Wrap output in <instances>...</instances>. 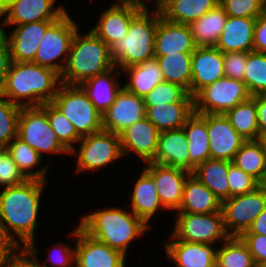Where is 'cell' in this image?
<instances>
[{"label": "cell", "mask_w": 266, "mask_h": 267, "mask_svg": "<svg viewBox=\"0 0 266 267\" xmlns=\"http://www.w3.org/2000/svg\"><path fill=\"white\" fill-rule=\"evenodd\" d=\"M21 107L0 94V148H6L17 137Z\"/></svg>", "instance_id": "7bdbcfd3"}, {"label": "cell", "mask_w": 266, "mask_h": 267, "mask_svg": "<svg viewBox=\"0 0 266 267\" xmlns=\"http://www.w3.org/2000/svg\"><path fill=\"white\" fill-rule=\"evenodd\" d=\"M196 48L189 25L159 19L155 34V56L193 53Z\"/></svg>", "instance_id": "603a6c76"}, {"label": "cell", "mask_w": 266, "mask_h": 267, "mask_svg": "<svg viewBox=\"0 0 266 267\" xmlns=\"http://www.w3.org/2000/svg\"><path fill=\"white\" fill-rule=\"evenodd\" d=\"M256 18L228 16L216 48L226 52H253Z\"/></svg>", "instance_id": "cb8c5ba5"}, {"label": "cell", "mask_w": 266, "mask_h": 267, "mask_svg": "<svg viewBox=\"0 0 266 267\" xmlns=\"http://www.w3.org/2000/svg\"><path fill=\"white\" fill-rule=\"evenodd\" d=\"M121 71L129 74L130 78L123 87L141 98H145L150 91L164 81L163 73L155 58L124 68Z\"/></svg>", "instance_id": "836d02e7"}, {"label": "cell", "mask_w": 266, "mask_h": 267, "mask_svg": "<svg viewBox=\"0 0 266 267\" xmlns=\"http://www.w3.org/2000/svg\"><path fill=\"white\" fill-rule=\"evenodd\" d=\"M45 184L46 181L27 179L22 184L5 187L0 193V227L19 247H22L20 242L23 247H28L34 241L36 219ZM11 231L19 237V243Z\"/></svg>", "instance_id": "6da1fadb"}, {"label": "cell", "mask_w": 266, "mask_h": 267, "mask_svg": "<svg viewBox=\"0 0 266 267\" xmlns=\"http://www.w3.org/2000/svg\"><path fill=\"white\" fill-rule=\"evenodd\" d=\"M80 228L92 238L126 256L129 244L149 228L142 219L116 207L96 210L81 218Z\"/></svg>", "instance_id": "3957f363"}, {"label": "cell", "mask_w": 266, "mask_h": 267, "mask_svg": "<svg viewBox=\"0 0 266 267\" xmlns=\"http://www.w3.org/2000/svg\"><path fill=\"white\" fill-rule=\"evenodd\" d=\"M261 141L263 142L266 151V137L262 138Z\"/></svg>", "instance_id": "be15d7a7"}, {"label": "cell", "mask_w": 266, "mask_h": 267, "mask_svg": "<svg viewBox=\"0 0 266 267\" xmlns=\"http://www.w3.org/2000/svg\"><path fill=\"white\" fill-rule=\"evenodd\" d=\"M191 58L192 53L155 56L163 73L164 81L183 87L191 95Z\"/></svg>", "instance_id": "d590c367"}, {"label": "cell", "mask_w": 266, "mask_h": 267, "mask_svg": "<svg viewBox=\"0 0 266 267\" xmlns=\"http://www.w3.org/2000/svg\"><path fill=\"white\" fill-rule=\"evenodd\" d=\"M188 147L183 128L160 132L155 157L151 162L188 171Z\"/></svg>", "instance_id": "d4e9b609"}, {"label": "cell", "mask_w": 266, "mask_h": 267, "mask_svg": "<svg viewBox=\"0 0 266 267\" xmlns=\"http://www.w3.org/2000/svg\"><path fill=\"white\" fill-rule=\"evenodd\" d=\"M52 103L74 125L81 137L103 129L102 114L95 108L80 85L61 83Z\"/></svg>", "instance_id": "8992f818"}, {"label": "cell", "mask_w": 266, "mask_h": 267, "mask_svg": "<svg viewBox=\"0 0 266 267\" xmlns=\"http://www.w3.org/2000/svg\"><path fill=\"white\" fill-rule=\"evenodd\" d=\"M217 4L219 0H165L158 9L167 21L190 25Z\"/></svg>", "instance_id": "f1b7e54d"}, {"label": "cell", "mask_w": 266, "mask_h": 267, "mask_svg": "<svg viewBox=\"0 0 266 267\" xmlns=\"http://www.w3.org/2000/svg\"><path fill=\"white\" fill-rule=\"evenodd\" d=\"M16 250L19 251V246L0 227V267L6 266L10 256Z\"/></svg>", "instance_id": "f5cc1de1"}, {"label": "cell", "mask_w": 266, "mask_h": 267, "mask_svg": "<svg viewBox=\"0 0 266 267\" xmlns=\"http://www.w3.org/2000/svg\"><path fill=\"white\" fill-rule=\"evenodd\" d=\"M56 0H18L1 15L6 16L2 25H23L27 23L58 20L67 11L63 6L53 9Z\"/></svg>", "instance_id": "44dd1931"}, {"label": "cell", "mask_w": 266, "mask_h": 267, "mask_svg": "<svg viewBox=\"0 0 266 267\" xmlns=\"http://www.w3.org/2000/svg\"><path fill=\"white\" fill-rule=\"evenodd\" d=\"M117 68L115 65L106 72L87 79L80 85L87 93L89 100L101 114L112 106L117 93L122 88L117 83L118 81L115 80V76L114 78L112 77L113 72H115V75L120 73Z\"/></svg>", "instance_id": "83f0119b"}, {"label": "cell", "mask_w": 266, "mask_h": 267, "mask_svg": "<svg viewBox=\"0 0 266 267\" xmlns=\"http://www.w3.org/2000/svg\"><path fill=\"white\" fill-rule=\"evenodd\" d=\"M118 2L107 8L98 24L91 29L109 47L127 35L132 19L143 9L134 1Z\"/></svg>", "instance_id": "9a60e30c"}, {"label": "cell", "mask_w": 266, "mask_h": 267, "mask_svg": "<svg viewBox=\"0 0 266 267\" xmlns=\"http://www.w3.org/2000/svg\"><path fill=\"white\" fill-rule=\"evenodd\" d=\"M146 166L144 170L154 180L163 207L178 211L183 198L184 184L191 172L153 162H148Z\"/></svg>", "instance_id": "2e32d148"}, {"label": "cell", "mask_w": 266, "mask_h": 267, "mask_svg": "<svg viewBox=\"0 0 266 267\" xmlns=\"http://www.w3.org/2000/svg\"><path fill=\"white\" fill-rule=\"evenodd\" d=\"M159 133L146 117L130 125L119 134L123 156L131 151L145 164L151 162L157 150Z\"/></svg>", "instance_id": "d6986e66"}, {"label": "cell", "mask_w": 266, "mask_h": 267, "mask_svg": "<svg viewBox=\"0 0 266 267\" xmlns=\"http://www.w3.org/2000/svg\"><path fill=\"white\" fill-rule=\"evenodd\" d=\"M210 158L232 162L245 140L236 132L225 114H207Z\"/></svg>", "instance_id": "e0dca14e"}, {"label": "cell", "mask_w": 266, "mask_h": 267, "mask_svg": "<svg viewBox=\"0 0 266 267\" xmlns=\"http://www.w3.org/2000/svg\"><path fill=\"white\" fill-rule=\"evenodd\" d=\"M146 1V0H145ZM147 1H152V0H147ZM155 1V5H156V8H159L160 5L165 1V0H154ZM135 3L140 5L141 7L143 8H146V4H144L143 0H135Z\"/></svg>", "instance_id": "680465c9"}, {"label": "cell", "mask_w": 266, "mask_h": 267, "mask_svg": "<svg viewBox=\"0 0 266 267\" xmlns=\"http://www.w3.org/2000/svg\"><path fill=\"white\" fill-rule=\"evenodd\" d=\"M146 118L159 132L181 129L194 114V103L145 106Z\"/></svg>", "instance_id": "1f68e13d"}, {"label": "cell", "mask_w": 266, "mask_h": 267, "mask_svg": "<svg viewBox=\"0 0 266 267\" xmlns=\"http://www.w3.org/2000/svg\"><path fill=\"white\" fill-rule=\"evenodd\" d=\"M151 15L143 8L131 21L129 31L110 47L112 62L121 70L155 58V34L159 19L158 8Z\"/></svg>", "instance_id": "5b68a950"}, {"label": "cell", "mask_w": 266, "mask_h": 267, "mask_svg": "<svg viewBox=\"0 0 266 267\" xmlns=\"http://www.w3.org/2000/svg\"><path fill=\"white\" fill-rule=\"evenodd\" d=\"M247 65V52L223 53V69L225 77L244 82Z\"/></svg>", "instance_id": "7dc6e473"}, {"label": "cell", "mask_w": 266, "mask_h": 267, "mask_svg": "<svg viewBox=\"0 0 266 267\" xmlns=\"http://www.w3.org/2000/svg\"><path fill=\"white\" fill-rule=\"evenodd\" d=\"M77 30L72 39L61 83L81 85L93 76L106 72L115 64L111 60L110 47L92 30L83 36Z\"/></svg>", "instance_id": "277c9868"}, {"label": "cell", "mask_w": 266, "mask_h": 267, "mask_svg": "<svg viewBox=\"0 0 266 267\" xmlns=\"http://www.w3.org/2000/svg\"><path fill=\"white\" fill-rule=\"evenodd\" d=\"M188 140V171L210 159L207 114L194 113L182 127Z\"/></svg>", "instance_id": "4316f807"}, {"label": "cell", "mask_w": 266, "mask_h": 267, "mask_svg": "<svg viewBox=\"0 0 266 267\" xmlns=\"http://www.w3.org/2000/svg\"><path fill=\"white\" fill-rule=\"evenodd\" d=\"M216 253V267H257L246 243L230 236Z\"/></svg>", "instance_id": "f35d334b"}, {"label": "cell", "mask_w": 266, "mask_h": 267, "mask_svg": "<svg viewBox=\"0 0 266 267\" xmlns=\"http://www.w3.org/2000/svg\"><path fill=\"white\" fill-rule=\"evenodd\" d=\"M240 237L248 246L256 266L266 261V235L242 234Z\"/></svg>", "instance_id": "681fc988"}, {"label": "cell", "mask_w": 266, "mask_h": 267, "mask_svg": "<svg viewBox=\"0 0 266 267\" xmlns=\"http://www.w3.org/2000/svg\"><path fill=\"white\" fill-rule=\"evenodd\" d=\"M79 142L81 145L77 152V173L83 170H100L123 156L120 136L104 129L83 136Z\"/></svg>", "instance_id": "7c38bea8"}, {"label": "cell", "mask_w": 266, "mask_h": 267, "mask_svg": "<svg viewBox=\"0 0 266 267\" xmlns=\"http://www.w3.org/2000/svg\"><path fill=\"white\" fill-rule=\"evenodd\" d=\"M77 30V24L66 12L46 29L33 62L50 68L61 76L66 66L63 62L67 63L72 39ZM61 55H64V58L61 59L59 64L56 59L61 58Z\"/></svg>", "instance_id": "52a82bcc"}, {"label": "cell", "mask_w": 266, "mask_h": 267, "mask_svg": "<svg viewBox=\"0 0 266 267\" xmlns=\"http://www.w3.org/2000/svg\"><path fill=\"white\" fill-rule=\"evenodd\" d=\"M263 14L266 16V0H264L263 4Z\"/></svg>", "instance_id": "94428289"}, {"label": "cell", "mask_w": 266, "mask_h": 267, "mask_svg": "<svg viewBox=\"0 0 266 267\" xmlns=\"http://www.w3.org/2000/svg\"><path fill=\"white\" fill-rule=\"evenodd\" d=\"M257 267H266V261L260 263Z\"/></svg>", "instance_id": "e7e4bbea"}, {"label": "cell", "mask_w": 266, "mask_h": 267, "mask_svg": "<svg viewBox=\"0 0 266 267\" xmlns=\"http://www.w3.org/2000/svg\"><path fill=\"white\" fill-rule=\"evenodd\" d=\"M265 208L266 191L261 185L252 192L224 200L221 210L227 233L240 237Z\"/></svg>", "instance_id": "8fae6325"}, {"label": "cell", "mask_w": 266, "mask_h": 267, "mask_svg": "<svg viewBox=\"0 0 266 267\" xmlns=\"http://www.w3.org/2000/svg\"><path fill=\"white\" fill-rule=\"evenodd\" d=\"M41 107L46 111L50 126L56 133L60 143L71 154H75L76 149L73 145L74 143H79L82 137L77 133L74 125L52 102L43 103Z\"/></svg>", "instance_id": "ab89813d"}, {"label": "cell", "mask_w": 266, "mask_h": 267, "mask_svg": "<svg viewBox=\"0 0 266 267\" xmlns=\"http://www.w3.org/2000/svg\"><path fill=\"white\" fill-rule=\"evenodd\" d=\"M17 137L32 147L42 157V153H69L60 143L51 128L46 111L41 106L21 107Z\"/></svg>", "instance_id": "ba28073f"}, {"label": "cell", "mask_w": 266, "mask_h": 267, "mask_svg": "<svg viewBox=\"0 0 266 267\" xmlns=\"http://www.w3.org/2000/svg\"><path fill=\"white\" fill-rule=\"evenodd\" d=\"M225 116L236 132L245 140H259L255 96L228 110Z\"/></svg>", "instance_id": "8d00e7d4"}, {"label": "cell", "mask_w": 266, "mask_h": 267, "mask_svg": "<svg viewBox=\"0 0 266 267\" xmlns=\"http://www.w3.org/2000/svg\"><path fill=\"white\" fill-rule=\"evenodd\" d=\"M11 63L12 59L9 45L5 38V35H3L0 38V89L4 84L6 74L8 73Z\"/></svg>", "instance_id": "db71d44e"}, {"label": "cell", "mask_w": 266, "mask_h": 267, "mask_svg": "<svg viewBox=\"0 0 266 267\" xmlns=\"http://www.w3.org/2000/svg\"><path fill=\"white\" fill-rule=\"evenodd\" d=\"M17 1L18 0H0V17L8 7H10L13 3Z\"/></svg>", "instance_id": "6f0895ef"}, {"label": "cell", "mask_w": 266, "mask_h": 267, "mask_svg": "<svg viewBox=\"0 0 266 267\" xmlns=\"http://www.w3.org/2000/svg\"><path fill=\"white\" fill-rule=\"evenodd\" d=\"M261 186L264 188V190L266 191V176L263 180V182L261 183Z\"/></svg>", "instance_id": "91938a15"}, {"label": "cell", "mask_w": 266, "mask_h": 267, "mask_svg": "<svg viewBox=\"0 0 266 267\" xmlns=\"http://www.w3.org/2000/svg\"><path fill=\"white\" fill-rule=\"evenodd\" d=\"M231 163L226 160L210 158L197 165L191 174L209 188L222 203L230 198L227 174Z\"/></svg>", "instance_id": "d6a6232c"}, {"label": "cell", "mask_w": 266, "mask_h": 267, "mask_svg": "<svg viewBox=\"0 0 266 267\" xmlns=\"http://www.w3.org/2000/svg\"><path fill=\"white\" fill-rule=\"evenodd\" d=\"M243 234L266 235V208L254 219L251 227Z\"/></svg>", "instance_id": "9f6ffc18"}, {"label": "cell", "mask_w": 266, "mask_h": 267, "mask_svg": "<svg viewBox=\"0 0 266 267\" xmlns=\"http://www.w3.org/2000/svg\"><path fill=\"white\" fill-rule=\"evenodd\" d=\"M191 96L225 77L223 52L216 47H196L191 58Z\"/></svg>", "instance_id": "ac0fdd59"}, {"label": "cell", "mask_w": 266, "mask_h": 267, "mask_svg": "<svg viewBox=\"0 0 266 267\" xmlns=\"http://www.w3.org/2000/svg\"><path fill=\"white\" fill-rule=\"evenodd\" d=\"M60 245V243H58V252L57 256H50L48 257V260L54 264L53 267H75V249H71L69 246L65 245L62 246ZM53 252V251H52ZM53 254V253H52ZM51 254V255H52ZM56 257V258H55ZM45 264L42 263L43 267H49L46 262H44ZM52 267V266H50Z\"/></svg>", "instance_id": "f907efd6"}, {"label": "cell", "mask_w": 266, "mask_h": 267, "mask_svg": "<svg viewBox=\"0 0 266 267\" xmlns=\"http://www.w3.org/2000/svg\"><path fill=\"white\" fill-rule=\"evenodd\" d=\"M228 15L217 4L213 9L189 25L196 47H215L224 29Z\"/></svg>", "instance_id": "f546056e"}, {"label": "cell", "mask_w": 266, "mask_h": 267, "mask_svg": "<svg viewBox=\"0 0 266 267\" xmlns=\"http://www.w3.org/2000/svg\"><path fill=\"white\" fill-rule=\"evenodd\" d=\"M56 20H43L23 25L6 35L12 62H33L39 43L41 42L46 29Z\"/></svg>", "instance_id": "ffe728a7"}, {"label": "cell", "mask_w": 266, "mask_h": 267, "mask_svg": "<svg viewBox=\"0 0 266 267\" xmlns=\"http://www.w3.org/2000/svg\"><path fill=\"white\" fill-rule=\"evenodd\" d=\"M232 163L261 184L266 176V151L261 139L245 141Z\"/></svg>", "instance_id": "e575fe53"}, {"label": "cell", "mask_w": 266, "mask_h": 267, "mask_svg": "<svg viewBox=\"0 0 266 267\" xmlns=\"http://www.w3.org/2000/svg\"><path fill=\"white\" fill-rule=\"evenodd\" d=\"M171 240L165 244V251L176 267H216L217 249L211 247L213 244L186 242L173 234Z\"/></svg>", "instance_id": "7402d4cb"}, {"label": "cell", "mask_w": 266, "mask_h": 267, "mask_svg": "<svg viewBox=\"0 0 266 267\" xmlns=\"http://www.w3.org/2000/svg\"><path fill=\"white\" fill-rule=\"evenodd\" d=\"M27 178L13 161L6 148H0V186L10 187L24 183Z\"/></svg>", "instance_id": "bcb514c9"}, {"label": "cell", "mask_w": 266, "mask_h": 267, "mask_svg": "<svg viewBox=\"0 0 266 267\" xmlns=\"http://www.w3.org/2000/svg\"><path fill=\"white\" fill-rule=\"evenodd\" d=\"M228 16L257 18L263 13L264 0H219Z\"/></svg>", "instance_id": "ee69618b"}, {"label": "cell", "mask_w": 266, "mask_h": 267, "mask_svg": "<svg viewBox=\"0 0 266 267\" xmlns=\"http://www.w3.org/2000/svg\"><path fill=\"white\" fill-rule=\"evenodd\" d=\"M253 51L266 54V16L263 13L256 18Z\"/></svg>", "instance_id": "816d5d0a"}, {"label": "cell", "mask_w": 266, "mask_h": 267, "mask_svg": "<svg viewBox=\"0 0 266 267\" xmlns=\"http://www.w3.org/2000/svg\"><path fill=\"white\" fill-rule=\"evenodd\" d=\"M145 117L144 98L122 87L112 106L102 114V128L119 135L127 127Z\"/></svg>", "instance_id": "5bb4252c"}, {"label": "cell", "mask_w": 266, "mask_h": 267, "mask_svg": "<svg viewBox=\"0 0 266 267\" xmlns=\"http://www.w3.org/2000/svg\"><path fill=\"white\" fill-rule=\"evenodd\" d=\"M244 83L251 96L266 95V54L247 53Z\"/></svg>", "instance_id": "60d3db41"}, {"label": "cell", "mask_w": 266, "mask_h": 267, "mask_svg": "<svg viewBox=\"0 0 266 267\" xmlns=\"http://www.w3.org/2000/svg\"><path fill=\"white\" fill-rule=\"evenodd\" d=\"M10 152L13 161L17 164L19 170L24 174L27 179H36L46 181L47 166L37 171H31L38 166L41 160V156L32 147L26 144L24 141L15 137L6 147ZM29 170V171H28Z\"/></svg>", "instance_id": "74e56055"}, {"label": "cell", "mask_w": 266, "mask_h": 267, "mask_svg": "<svg viewBox=\"0 0 266 267\" xmlns=\"http://www.w3.org/2000/svg\"><path fill=\"white\" fill-rule=\"evenodd\" d=\"M131 193L132 212L148 225L154 213L163 205L159 199L154 180L145 170L135 182Z\"/></svg>", "instance_id": "4dcf8cb0"}, {"label": "cell", "mask_w": 266, "mask_h": 267, "mask_svg": "<svg viewBox=\"0 0 266 267\" xmlns=\"http://www.w3.org/2000/svg\"><path fill=\"white\" fill-rule=\"evenodd\" d=\"M72 234L77 238L75 267H125L124 254L92 238L79 225Z\"/></svg>", "instance_id": "4fadbf2b"}, {"label": "cell", "mask_w": 266, "mask_h": 267, "mask_svg": "<svg viewBox=\"0 0 266 267\" xmlns=\"http://www.w3.org/2000/svg\"><path fill=\"white\" fill-rule=\"evenodd\" d=\"M172 234L186 242L215 244L225 242L230 235L224 225L222 210L215 213H177Z\"/></svg>", "instance_id": "30bf717a"}, {"label": "cell", "mask_w": 266, "mask_h": 267, "mask_svg": "<svg viewBox=\"0 0 266 267\" xmlns=\"http://www.w3.org/2000/svg\"><path fill=\"white\" fill-rule=\"evenodd\" d=\"M60 84V75L50 68L34 62H12L0 94L20 107L41 106L52 102Z\"/></svg>", "instance_id": "7a4b0ae2"}, {"label": "cell", "mask_w": 266, "mask_h": 267, "mask_svg": "<svg viewBox=\"0 0 266 267\" xmlns=\"http://www.w3.org/2000/svg\"><path fill=\"white\" fill-rule=\"evenodd\" d=\"M259 139L266 137V95H255Z\"/></svg>", "instance_id": "11a10c76"}, {"label": "cell", "mask_w": 266, "mask_h": 267, "mask_svg": "<svg viewBox=\"0 0 266 267\" xmlns=\"http://www.w3.org/2000/svg\"><path fill=\"white\" fill-rule=\"evenodd\" d=\"M145 106H158L171 103H194L192 97L183 87L163 81L144 98Z\"/></svg>", "instance_id": "b9f144b4"}, {"label": "cell", "mask_w": 266, "mask_h": 267, "mask_svg": "<svg viewBox=\"0 0 266 267\" xmlns=\"http://www.w3.org/2000/svg\"><path fill=\"white\" fill-rule=\"evenodd\" d=\"M4 30L1 26H0V38L4 35Z\"/></svg>", "instance_id": "6125c7cd"}, {"label": "cell", "mask_w": 266, "mask_h": 267, "mask_svg": "<svg viewBox=\"0 0 266 267\" xmlns=\"http://www.w3.org/2000/svg\"><path fill=\"white\" fill-rule=\"evenodd\" d=\"M250 97L243 81L223 77L205 86L194 96V113L225 114Z\"/></svg>", "instance_id": "9c48e42d"}, {"label": "cell", "mask_w": 266, "mask_h": 267, "mask_svg": "<svg viewBox=\"0 0 266 267\" xmlns=\"http://www.w3.org/2000/svg\"><path fill=\"white\" fill-rule=\"evenodd\" d=\"M19 250L10 256L5 267H43L36 257L35 240L28 247H19Z\"/></svg>", "instance_id": "c3c4849f"}, {"label": "cell", "mask_w": 266, "mask_h": 267, "mask_svg": "<svg viewBox=\"0 0 266 267\" xmlns=\"http://www.w3.org/2000/svg\"><path fill=\"white\" fill-rule=\"evenodd\" d=\"M221 206L222 203L215 194L194 175L187 177L177 213L209 214L221 211Z\"/></svg>", "instance_id": "484cf974"}, {"label": "cell", "mask_w": 266, "mask_h": 267, "mask_svg": "<svg viewBox=\"0 0 266 267\" xmlns=\"http://www.w3.org/2000/svg\"><path fill=\"white\" fill-rule=\"evenodd\" d=\"M227 180L230 188V197L243 195L258 188L261 184L233 163L229 165Z\"/></svg>", "instance_id": "f6af8a7d"}]
</instances>
